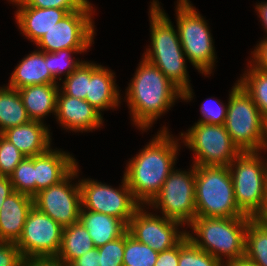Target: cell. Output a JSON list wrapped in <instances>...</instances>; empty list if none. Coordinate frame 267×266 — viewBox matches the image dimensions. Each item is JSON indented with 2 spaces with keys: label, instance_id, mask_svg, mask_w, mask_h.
Returning <instances> with one entry per match:
<instances>
[{
  "label": "cell",
  "instance_id": "6da1fadb",
  "mask_svg": "<svg viewBox=\"0 0 267 266\" xmlns=\"http://www.w3.org/2000/svg\"><path fill=\"white\" fill-rule=\"evenodd\" d=\"M169 130L166 125L162 126L145 147L127 161L124 177L141 205H148L161 191L178 160L181 138Z\"/></svg>",
  "mask_w": 267,
  "mask_h": 266
},
{
  "label": "cell",
  "instance_id": "7a4b0ae2",
  "mask_svg": "<svg viewBox=\"0 0 267 266\" xmlns=\"http://www.w3.org/2000/svg\"><path fill=\"white\" fill-rule=\"evenodd\" d=\"M128 87L127 102L133 126L143 134L182 100V92L152 63L141 58Z\"/></svg>",
  "mask_w": 267,
  "mask_h": 266
},
{
  "label": "cell",
  "instance_id": "3957f363",
  "mask_svg": "<svg viewBox=\"0 0 267 266\" xmlns=\"http://www.w3.org/2000/svg\"><path fill=\"white\" fill-rule=\"evenodd\" d=\"M149 5L150 45L142 57L154 64L181 92L182 101L190 102L194 92L187 71L177 27L173 25L161 2L152 0ZM176 27V29H175Z\"/></svg>",
  "mask_w": 267,
  "mask_h": 266
},
{
  "label": "cell",
  "instance_id": "277c9868",
  "mask_svg": "<svg viewBox=\"0 0 267 266\" xmlns=\"http://www.w3.org/2000/svg\"><path fill=\"white\" fill-rule=\"evenodd\" d=\"M249 216L224 218L196 216L187 227L186 236L200 249L223 264L245 256ZM191 232V233H190Z\"/></svg>",
  "mask_w": 267,
  "mask_h": 266
},
{
  "label": "cell",
  "instance_id": "5b68a950",
  "mask_svg": "<svg viewBox=\"0 0 267 266\" xmlns=\"http://www.w3.org/2000/svg\"><path fill=\"white\" fill-rule=\"evenodd\" d=\"M175 8L179 39L189 63L204 77L216 67L217 54L208 21L190 0H177Z\"/></svg>",
  "mask_w": 267,
  "mask_h": 266
},
{
  "label": "cell",
  "instance_id": "8992f818",
  "mask_svg": "<svg viewBox=\"0 0 267 266\" xmlns=\"http://www.w3.org/2000/svg\"><path fill=\"white\" fill-rule=\"evenodd\" d=\"M195 206L200 217L247 216L236 204L228 166H195Z\"/></svg>",
  "mask_w": 267,
  "mask_h": 266
},
{
  "label": "cell",
  "instance_id": "52a82bcc",
  "mask_svg": "<svg viewBox=\"0 0 267 266\" xmlns=\"http://www.w3.org/2000/svg\"><path fill=\"white\" fill-rule=\"evenodd\" d=\"M224 127L241 152H259L264 136V121L251 96L236 81L229 91Z\"/></svg>",
  "mask_w": 267,
  "mask_h": 266
},
{
  "label": "cell",
  "instance_id": "ba28073f",
  "mask_svg": "<svg viewBox=\"0 0 267 266\" xmlns=\"http://www.w3.org/2000/svg\"><path fill=\"white\" fill-rule=\"evenodd\" d=\"M228 168L238 208L254 218L262 209L267 193L266 157L260 152H241Z\"/></svg>",
  "mask_w": 267,
  "mask_h": 266
},
{
  "label": "cell",
  "instance_id": "9c48e42d",
  "mask_svg": "<svg viewBox=\"0 0 267 266\" xmlns=\"http://www.w3.org/2000/svg\"><path fill=\"white\" fill-rule=\"evenodd\" d=\"M180 133L181 142L193 151L195 166H229L241 153L224 125L195 122Z\"/></svg>",
  "mask_w": 267,
  "mask_h": 266
},
{
  "label": "cell",
  "instance_id": "30bf717a",
  "mask_svg": "<svg viewBox=\"0 0 267 266\" xmlns=\"http://www.w3.org/2000/svg\"><path fill=\"white\" fill-rule=\"evenodd\" d=\"M147 206L167 219L187 225V229L196 217L195 165L191 164L188 171L174 168Z\"/></svg>",
  "mask_w": 267,
  "mask_h": 266
},
{
  "label": "cell",
  "instance_id": "8fae6325",
  "mask_svg": "<svg viewBox=\"0 0 267 266\" xmlns=\"http://www.w3.org/2000/svg\"><path fill=\"white\" fill-rule=\"evenodd\" d=\"M95 10L88 0L79 10L70 12L39 39L35 44L37 49L43 52L91 49L96 36Z\"/></svg>",
  "mask_w": 267,
  "mask_h": 266
},
{
  "label": "cell",
  "instance_id": "7c38bea8",
  "mask_svg": "<svg viewBox=\"0 0 267 266\" xmlns=\"http://www.w3.org/2000/svg\"><path fill=\"white\" fill-rule=\"evenodd\" d=\"M121 184L115 188L92 178H80L82 209L119 218L128 225L141 204L134 198L124 175Z\"/></svg>",
  "mask_w": 267,
  "mask_h": 266
},
{
  "label": "cell",
  "instance_id": "4fadbf2b",
  "mask_svg": "<svg viewBox=\"0 0 267 266\" xmlns=\"http://www.w3.org/2000/svg\"><path fill=\"white\" fill-rule=\"evenodd\" d=\"M79 165L60 183L36 193L34 207L58 222L63 228L79 221L81 191ZM78 179V181H75ZM74 180V182H73Z\"/></svg>",
  "mask_w": 267,
  "mask_h": 266
},
{
  "label": "cell",
  "instance_id": "5bb4252c",
  "mask_svg": "<svg viewBox=\"0 0 267 266\" xmlns=\"http://www.w3.org/2000/svg\"><path fill=\"white\" fill-rule=\"evenodd\" d=\"M148 211H151L150 207L141 205L128 223L127 231L137 241L161 253L175 247L186 237L187 229L182 224Z\"/></svg>",
  "mask_w": 267,
  "mask_h": 266
},
{
  "label": "cell",
  "instance_id": "9a60e30c",
  "mask_svg": "<svg viewBox=\"0 0 267 266\" xmlns=\"http://www.w3.org/2000/svg\"><path fill=\"white\" fill-rule=\"evenodd\" d=\"M63 229L58 222L33 206L16 246L23 258L56 257L60 250Z\"/></svg>",
  "mask_w": 267,
  "mask_h": 266
},
{
  "label": "cell",
  "instance_id": "2e32d148",
  "mask_svg": "<svg viewBox=\"0 0 267 266\" xmlns=\"http://www.w3.org/2000/svg\"><path fill=\"white\" fill-rule=\"evenodd\" d=\"M103 114L84 99L57 93L55 119L68 132H93L104 125Z\"/></svg>",
  "mask_w": 267,
  "mask_h": 266
},
{
  "label": "cell",
  "instance_id": "e0dca14e",
  "mask_svg": "<svg viewBox=\"0 0 267 266\" xmlns=\"http://www.w3.org/2000/svg\"><path fill=\"white\" fill-rule=\"evenodd\" d=\"M17 8L15 22L20 34L36 44L57 22L70 12L58 8H37L28 6L23 0H7Z\"/></svg>",
  "mask_w": 267,
  "mask_h": 266
},
{
  "label": "cell",
  "instance_id": "ac0fdd59",
  "mask_svg": "<svg viewBox=\"0 0 267 266\" xmlns=\"http://www.w3.org/2000/svg\"><path fill=\"white\" fill-rule=\"evenodd\" d=\"M115 77V73L108 66L90 62V81L85 100L101 113L121 106L123 98Z\"/></svg>",
  "mask_w": 267,
  "mask_h": 266
},
{
  "label": "cell",
  "instance_id": "d6986e66",
  "mask_svg": "<svg viewBox=\"0 0 267 266\" xmlns=\"http://www.w3.org/2000/svg\"><path fill=\"white\" fill-rule=\"evenodd\" d=\"M78 164L72 154L53 147L35 156L36 193L60 183Z\"/></svg>",
  "mask_w": 267,
  "mask_h": 266
},
{
  "label": "cell",
  "instance_id": "ffe728a7",
  "mask_svg": "<svg viewBox=\"0 0 267 266\" xmlns=\"http://www.w3.org/2000/svg\"><path fill=\"white\" fill-rule=\"evenodd\" d=\"M33 206L32 197L16 191L4 200L0 208V241L15 243L18 241Z\"/></svg>",
  "mask_w": 267,
  "mask_h": 266
},
{
  "label": "cell",
  "instance_id": "44dd1931",
  "mask_svg": "<svg viewBox=\"0 0 267 266\" xmlns=\"http://www.w3.org/2000/svg\"><path fill=\"white\" fill-rule=\"evenodd\" d=\"M45 123L33 121L2 133L26 157L41 155L52 146V132Z\"/></svg>",
  "mask_w": 267,
  "mask_h": 266
},
{
  "label": "cell",
  "instance_id": "7402d4cb",
  "mask_svg": "<svg viewBox=\"0 0 267 266\" xmlns=\"http://www.w3.org/2000/svg\"><path fill=\"white\" fill-rule=\"evenodd\" d=\"M9 78L7 85L17 90L37 84H60L49 71L48 52L39 49L23 57Z\"/></svg>",
  "mask_w": 267,
  "mask_h": 266
},
{
  "label": "cell",
  "instance_id": "603a6c76",
  "mask_svg": "<svg viewBox=\"0 0 267 266\" xmlns=\"http://www.w3.org/2000/svg\"><path fill=\"white\" fill-rule=\"evenodd\" d=\"M58 91L59 84H37L18 89L30 119L42 123L51 113L56 115Z\"/></svg>",
  "mask_w": 267,
  "mask_h": 266
},
{
  "label": "cell",
  "instance_id": "cb8c5ba5",
  "mask_svg": "<svg viewBox=\"0 0 267 266\" xmlns=\"http://www.w3.org/2000/svg\"><path fill=\"white\" fill-rule=\"evenodd\" d=\"M79 221L87 229L96 248L116 240L128 230V225L119 218L82 208Z\"/></svg>",
  "mask_w": 267,
  "mask_h": 266
},
{
  "label": "cell",
  "instance_id": "d4e9b609",
  "mask_svg": "<svg viewBox=\"0 0 267 266\" xmlns=\"http://www.w3.org/2000/svg\"><path fill=\"white\" fill-rule=\"evenodd\" d=\"M95 248L87 229L80 221L64 227L60 250L56 256L62 263H73Z\"/></svg>",
  "mask_w": 267,
  "mask_h": 266
},
{
  "label": "cell",
  "instance_id": "484cf974",
  "mask_svg": "<svg viewBox=\"0 0 267 266\" xmlns=\"http://www.w3.org/2000/svg\"><path fill=\"white\" fill-rule=\"evenodd\" d=\"M30 121L18 90L7 84L0 86V134Z\"/></svg>",
  "mask_w": 267,
  "mask_h": 266
},
{
  "label": "cell",
  "instance_id": "4316f807",
  "mask_svg": "<svg viewBox=\"0 0 267 266\" xmlns=\"http://www.w3.org/2000/svg\"><path fill=\"white\" fill-rule=\"evenodd\" d=\"M244 73L237 80L244 90L251 96L259 108L263 118L267 119V72L254 67L247 62ZM250 64V65H249Z\"/></svg>",
  "mask_w": 267,
  "mask_h": 266
},
{
  "label": "cell",
  "instance_id": "83f0119b",
  "mask_svg": "<svg viewBox=\"0 0 267 266\" xmlns=\"http://www.w3.org/2000/svg\"><path fill=\"white\" fill-rule=\"evenodd\" d=\"M245 256L258 266H267V228L253 218L246 229Z\"/></svg>",
  "mask_w": 267,
  "mask_h": 266
},
{
  "label": "cell",
  "instance_id": "f1b7e54d",
  "mask_svg": "<svg viewBox=\"0 0 267 266\" xmlns=\"http://www.w3.org/2000/svg\"><path fill=\"white\" fill-rule=\"evenodd\" d=\"M88 50L90 49H62L57 52H48V66L51 75L61 82L62 76L68 77L84 61L74 57L75 53L82 54L89 52Z\"/></svg>",
  "mask_w": 267,
  "mask_h": 266
},
{
  "label": "cell",
  "instance_id": "f546056e",
  "mask_svg": "<svg viewBox=\"0 0 267 266\" xmlns=\"http://www.w3.org/2000/svg\"><path fill=\"white\" fill-rule=\"evenodd\" d=\"M158 254L150 246L137 241L128 231L125 233L123 266H154Z\"/></svg>",
  "mask_w": 267,
  "mask_h": 266
},
{
  "label": "cell",
  "instance_id": "4dcf8cb0",
  "mask_svg": "<svg viewBox=\"0 0 267 266\" xmlns=\"http://www.w3.org/2000/svg\"><path fill=\"white\" fill-rule=\"evenodd\" d=\"M9 178L14 191L33 198L36 195L35 156H25Z\"/></svg>",
  "mask_w": 267,
  "mask_h": 266
},
{
  "label": "cell",
  "instance_id": "1f68e13d",
  "mask_svg": "<svg viewBox=\"0 0 267 266\" xmlns=\"http://www.w3.org/2000/svg\"><path fill=\"white\" fill-rule=\"evenodd\" d=\"M88 81H90V61L84 60L68 77L62 79L59 90L65 95L85 100Z\"/></svg>",
  "mask_w": 267,
  "mask_h": 266
},
{
  "label": "cell",
  "instance_id": "d6a6232c",
  "mask_svg": "<svg viewBox=\"0 0 267 266\" xmlns=\"http://www.w3.org/2000/svg\"><path fill=\"white\" fill-rule=\"evenodd\" d=\"M178 266H224L216 257L198 248L187 236L180 242Z\"/></svg>",
  "mask_w": 267,
  "mask_h": 266
},
{
  "label": "cell",
  "instance_id": "836d02e7",
  "mask_svg": "<svg viewBox=\"0 0 267 266\" xmlns=\"http://www.w3.org/2000/svg\"><path fill=\"white\" fill-rule=\"evenodd\" d=\"M24 158L25 155L0 134V176L9 177Z\"/></svg>",
  "mask_w": 267,
  "mask_h": 266
},
{
  "label": "cell",
  "instance_id": "e575fe53",
  "mask_svg": "<svg viewBox=\"0 0 267 266\" xmlns=\"http://www.w3.org/2000/svg\"><path fill=\"white\" fill-rule=\"evenodd\" d=\"M125 234L97 248L100 266H123Z\"/></svg>",
  "mask_w": 267,
  "mask_h": 266
},
{
  "label": "cell",
  "instance_id": "d590c367",
  "mask_svg": "<svg viewBox=\"0 0 267 266\" xmlns=\"http://www.w3.org/2000/svg\"><path fill=\"white\" fill-rule=\"evenodd\" d=\"M227 107L228 103L224 104L221 100L219 101V99L212 97L206 98V101H204V103L202 102L200 106V115L202 117L201 119L199 118L197 122L224 125Z\"/></svg>",
  "mask_w": 267,
  "mask_h": 266
},
{
  "label": "cell",
  "instance_id": "8d00e7d4",
  "mask_svg": "<svg viewBox=\"0 0 267 266\" xmlns=\"http://www.w3.org/2000/svg\"><path fill=\"white\" fill-rule=\"evenodd\" d=\"M28 6L37 8L66 9L69 12L79 10L88 0H23Z\"/></svg>",
  "mask_w": 267,
  "mask_h": 266
},
{
  "label": "cell",
  "instance_id": "74e56055",
  "mask_svg": "<svg viewBox=\"0 0 267 266\" xmlns=\"http://www.w3.org/2000/svg\"><path fill=\"white\" fill-rule=\"evenodd\" d=\"M22 259L15 242L0 241V266H21Z\"/></svg>",
  "mask_w": 267,
  "mask_h": 266
},
{
  "label": "cell",
  "instance_id": "f35d334b",
  "mask_svg": "<svg viewBox=\"0 0 267 266\" xmlns=\"http://www.w3.org/2000/svg\"><path fill=\"white\" fill-rule=\"evenodd\" d=\"M254 67L267 72V37L264 35L251 51L250 60Z\"/></svg>",
  "mask_w": 267,
  "mask_h": 266
},
{
  "label": "cell",
  "instance_id": "ab89813d",
  "mask_svg": "<svg viewBox=\"0 0 267 266\" xmlns=\"http://www.w3.org/2000/svg\"><path fill=\"white\" fill-rule=\"evenodd\" d=\"M179 252L180 243L169 250L162 251L158 254V258L154 266H178Z\"/></svg>",
  "mask_w": 267,
  "mask_h": 266
},
{
  "label": "cell",
  "instance_id": "60d3db41",
  "mask_svg": "<svg viewBox=\"0 0 267 266\" xmlns=\"http://www.w3.org/2000/svg\"><path fill=\"white\" fill-rule=\"evenodd\" d=\"M21 266H63L56 257H29L23 258Z\"/></svg>",
  "mask_w": 267,
  "mask_h": 266
},
{
  "label": "cell",
  "instance_id": "b9f144b4",
  "mask_svg": "<svg viewBox=\"0 0 267 266\" xmlns=\"http://www.w3.org/2000/svg\"><path fill=\"white\" fill-rule=\"evenodd\" d=\"M73 264L75 266H100L99 252L97 251V248L95 247L86 252L84 255L77 258Z\"/></svg>",
  "mask_w": 267,
  "mask_h": 266
},
{
  "label": "cell",
  "instance_id": "7bdbcfd3",
  "mask_svg": "<svg viewBox=\"0 0 267 266\" xmlns=\"http://www.w3.org/2000/svg\"><path fill=\"white\" fill-rule=\"evenodd\" d=\"M14 192L10 178L7 176H0V208L4 200Z\"/></svg>",
  "mask_w": 267,
  "mask_h": 266
},
{
  "label": "cell",
  "instance_id": "ee69618b",
  "mask_svg": "<svg viewBox=\"0 0 267 266\" xmlns=\"http://www.w3.org/2000/svg\"><path fill=\"white\" fill-rule=\"evenodd\" d=\"M255 11L257 12L258 18H260V23L267 37V1H258L255 4Z\"/></svg>",
  "mask_w": 267,
  "mask_h": 266
},
{
  "label": "cell",
  "instance_id": "f6af8a7d",
  "mask_svg": "<svg viewBox=\"0 0 267 266\" xmlns=\"http://www.w3.org/2000/svg\"><path fill=\"white\" fill-rule=\"evenodd\" d=\"M253 219H255L260 225L267 228V193L262 209L255 215Z\"/></svg>",
  "mask_w": 267,
  "mask_h": 266
},
{
  "label": "cell",
  "instance_id": "bcb514c9",
  "mask_svg": "<svg viewBox=\"0 0 267 266\" xmlns=\"http://www.w3.org/2000/svg\"><path fill=\"white\" fill-rule=\"evenodd\" d=\"M224 266H258L253 261L249 260L246 256L228 260L224 263Z\"/></svg>",
  "mask_w": 267,
  "mask_h": 266
},
{
  "label": "cell",
  "instance_id": "7dc6e473",
  "mask_svg": "<svg viewBox=\"0 0 267 266\" xmlns=\"http://www.w3.org/2000/svg\"><path fill=\"white\" fill-rule=\"evenodd\" d=\"M260 153L267 152V119L264 121V136H263V142L259 150Z\"/></svg>",
  "mask_w": 267,
  "mask_h": 266
},
{
  "label": "cell",
  "instance_id": "c3c4849f",
  "mask_svg": "<svg viewBox=\"0 0 267 266\" xmlns=\"http://www.w3.org/2000/svg\"><path fill=\"white\" fill-rule=\"evenodd\" d=\"M63 266H75L73 263H63Z\"/></svg>",
  "mask_w": 267,
  "mask_h": 266
}]
</instances>
